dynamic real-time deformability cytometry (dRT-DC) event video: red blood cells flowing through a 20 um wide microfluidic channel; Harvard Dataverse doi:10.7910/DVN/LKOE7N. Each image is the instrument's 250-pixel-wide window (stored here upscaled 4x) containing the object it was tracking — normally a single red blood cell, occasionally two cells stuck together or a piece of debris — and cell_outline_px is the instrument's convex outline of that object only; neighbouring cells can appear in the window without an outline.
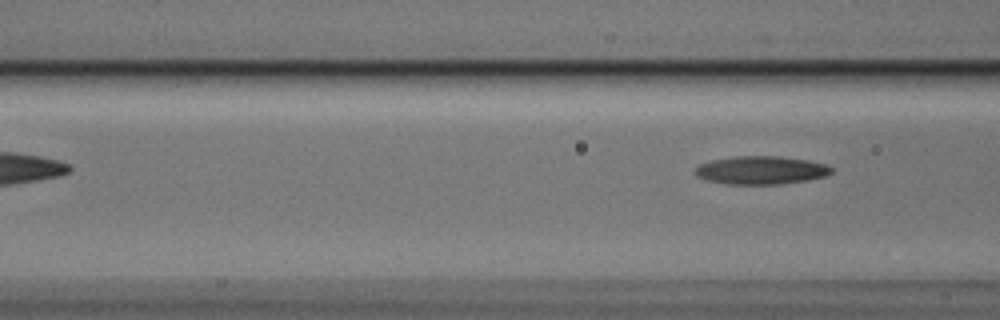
{"species": "Egyptian fruit bat (a non-hibernating species)", "species_latin": "Rousettus aegyptiacus", "temperature_condition": "cold", "stored_images_in_passage": 7, "camera_frame_rate_fps": 3000, "um_per_image_px": 0.085, "animal": {"sex": "male"}, "frame": {"image": 1, "passage_image": 7, "time_ms": 2.0, "image_size_px": [1000, 320], "cell_outline_px": [[832, 172], [824, 176], [808, 180], [780, 184], [724, 184], [708, 180], [696, 176], [692, 172], [700, 164], [712, 160], [732, 156], [780, 156], [808, 160], [828, 164], [832, 168]], "centroid_in_image_um": [64.68, 14.46], "position_along_channel_um": 101.9, "area_um2": 22.54}}